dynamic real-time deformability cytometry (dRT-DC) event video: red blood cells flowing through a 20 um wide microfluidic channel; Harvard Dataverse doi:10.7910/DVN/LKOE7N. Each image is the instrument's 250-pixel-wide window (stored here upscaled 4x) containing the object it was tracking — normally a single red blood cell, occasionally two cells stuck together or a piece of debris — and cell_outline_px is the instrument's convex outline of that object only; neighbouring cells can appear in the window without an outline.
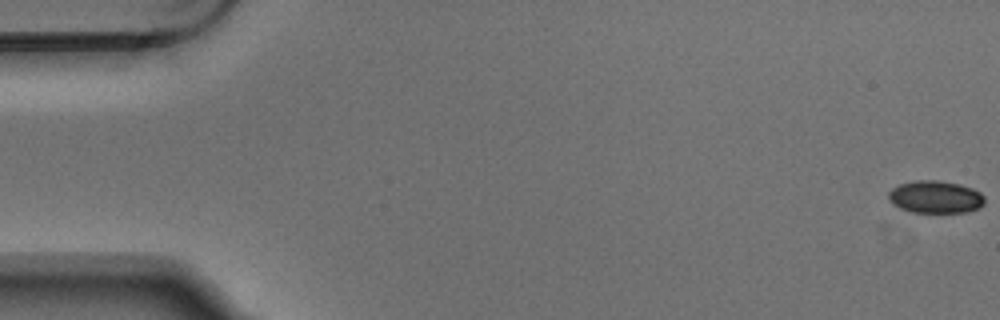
{"species": "Egyptian fruit bat (a non-hibernating species)", "species_latin": "Rousettus aegyptiacus", "temperature_condition": "warm", "stored_images_in_passage": 7, "camera_frame_rate_fps": 3000, "um_per_image_px": 0.085, "animal": {"sex": "male"}, "frame": {"image": 1, "passage_image": 1, "time_ms": 0.0, "image_size_px": [1000, 320], "cell_outline_px": [[984, 204], [980, 208], [968, 212], [912, 212], [900, 208], [892, 204], [888, 200], [888, 192], [892, 188], [900, 184], [916, 180], [940, 180], [960, 184], [972, 188], [980, 192], [984, 196]], "centroid_in_image_um": [79.51, 16.74], "position_along_channel_um": 5.5, "area_um2": 18.38}}
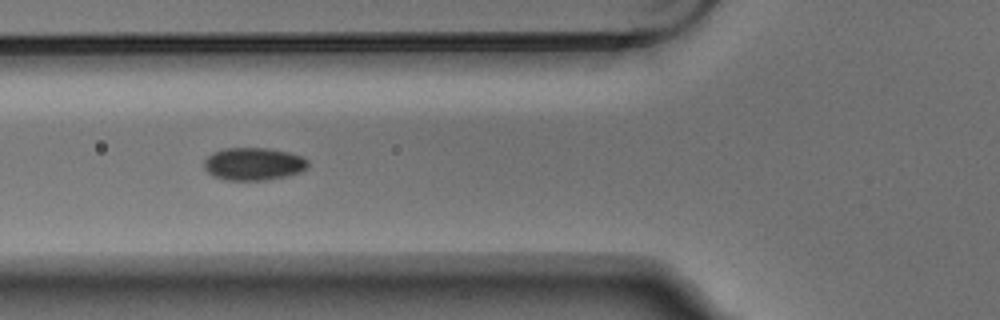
{"frame": {"image": 2, "passage_image": 6, "time_ms": 1.667, "image_size_px": [1000, 320], "cell_outline_px": [[308, 168], [300, 172], [288, 176], [264, 180], [228, 180], [212, 176], [204, 168], [204, 160], [212, 152], [224, 148], [268, 148], [288, 152], [304, 156], [308, 160]], "centroid_in_image_um": [21.57, 13.93], "position_along_channel_um": 104.2, "area_um2": 20.0}}
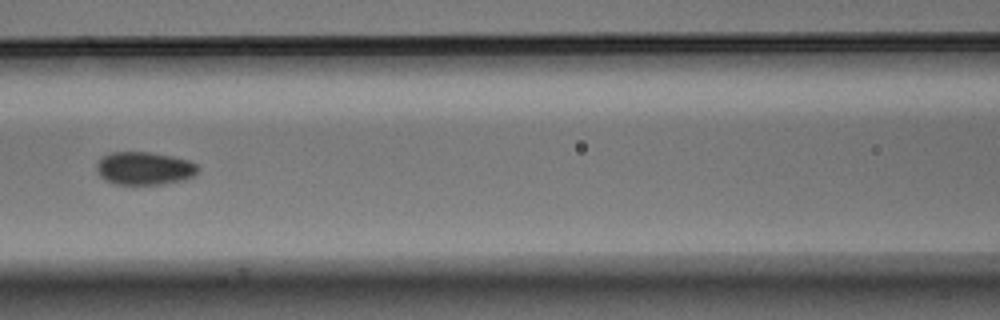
{"frame": {"image": 3, "passage_image": 7, "time_ms": 2.0, "image_size_px": [1000, 320], "cell_outline_px": [[200, 168], [192, 176], [184, 180], [164, 184], [112, 184], [104, 180], [96, 172], [96, 164], [100, 156], [112, 152], [152, 152], [172, 156], [188, 160], [196, 164]], "centroid_in_image_um": [12.22, 14.3], "position_along_channel_um": 154.4, "area_um2": 19.77}}